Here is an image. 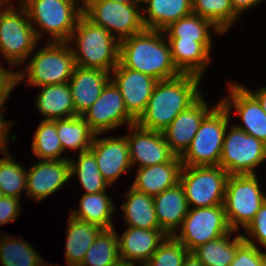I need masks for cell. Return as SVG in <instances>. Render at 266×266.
Returning a JSON list of instances; mask_svg holds the SVG:
<instances>
[{"mask_svg":"<svg viewBox=\"0 0 266 266\" xmlns=\"http://www.w3.org/2000/svg\"><path fill=\"white\" fill-rule=\"evenodd\" d=\"M201 78L193 74H181L172 79L158 81L145 112L136 123L147 130H165L180 112L202 95L198 89Z\"/></svg>","mask_w":266,"mask_h":266,"instance_id":"cell-1","label":"cell"},{"mask_svg":"<svg viewBox=\"0 0 266 266\" xmlns=\"http://www.w3.org/2000/svg\"><path fill=\"white\" fill-rule=\"evenodd\" d=\"M164 35L163 30L145 29L123 39L120 41L119 62L124 67L149 75L157 81L181 75L174 65L170 44Z\"/></svg>","mask_w":266,"mask_h":266,"instance_id":"cell-2","label":"cell"},{"mask_svg":"<svg viewBox=\"0 0 266 266\" xmlns=\"http://www.w3.org/2000/svg\"><path fill=\"white\" fill-rule=\"evenodd\" d=\"M73 51L75 65L100 69L111 73L119 64L120 42L103 27L94 25L82 15L68 43ZM73 46V47H72Z\"/></svg>","mask_w":266,"mask_h":266,"instance_id":"cell-3","label":"cell"},{"mask_svg":"<svg viewBox=\"0 0 266 266\" xmlns=\"http://www.w3.org/2000/svg\"><path fill=\"white\" fill-rule=\"evenodd\" d=\"M19 1L26 9L38 40L41 39L42 33L47 32L50 42H68L79 18L83 15V0H80V5H77V0Z\"/></svg>","mask_w":266,"mask_h":266,"instance_id":"cell-4","label":"cell"},{"mask_svg":"<svg viewBox=\"0 0 266 266\" xmlns=\"http://www.w3.org/2000/svg\"><path fill=\"white\" fill-rule=\"evenodd\" d=\"M28 62L24 72L15 71V87L25 78L28 85L35 87L68 83L76 66L68 42L47 41L41 50L33 53Z\"/></svg>","mask_w":266,"mask_h":266,"instance_id":"cell-5","label":"cell"},{"mask_svg":"<svg viewBox=\"0 0 266 266\" xmlns=\"http://www.w3.org/2000/svg\"><path fill=\"white\" fill-rule=\"evenodd\" d=\"M9 1L0 0V54L14 67L29 60L38 38L26 9L21 4L15 8Z\"/></svg>","mask_w":266,"mask_h":266,"instance_id":"cell-6","label":"cell"},{"mask_svg":"<svg viewBox=\"0 0 266 266\" xmlns=\"http://www.w3.org/2000/svg\"><path fill=\"white\" fill-rule=\"evenodd\" d=\"M231 113L219 102L204 117L190 147L180 157L182 166H218Z\"/></svg>","mask_w":266,"mask_h":266,"instance_id":"cell-7","label":"cell"},{"mask_svg":"<svg viewBox=\"0 0 266 266\" xmlns=\"http://www.w3.org/2000/svg\"><path fill=\"white\" fill-rule=\"evenodd\" d=\"M140 6L113 0H83V15L94 25L106 29L112 36H115L116 31V38L120 42L146 29Z\"/></svg>","mask_w":266,"mask_h":266,"instance_id":"cell-8","label":"cell"},{"mask_svg":"<svg viewBox=\"0 0 266 266\" xmlns=\"http://www.w3.org/2000/svg\"><path fill=\"white\" fill-rule=\"evenodd\" d=\"M229 174L221 166H182L179 183L189 208L224 205ZM193 205V206H191Z\"/></svg>","mask_w":266,"mask_h":266,"instance_id":"cell-9","label":"cell"},{"mask_svg":"<svg viewBox=\"0 0 266 266\" xmlns=\"http://www.w3.org/2000/svg\"><path fill=\"white\" fill-rule=\"evenodd\" d=\"M265 201L256 174L229 175L224 208L232 230L245 229Z\"/></svg>","mask_w":266,"mask_h":266,"instance_id":"cell-10","label":"cell"},{"mask_svg":"<svg viewBox=\"0 0 266 266\" xmlns=\"http://www.w3.org/2000/svg\"><path fill=\"white\" fill-rule=\"evenodd\" d=\"M226 128L219 161L229 175L256 174L255 168L266 159V144L235 124Z\"/></svg>","mask_w":266,"mask_h":266,"instance_id":"cell-11","label":"cell"},{"mask_svg":"<svg viewBox=\"0 0 266 266\" xmlns=\"http://www.w3.org/2000/svg\"><path fill=\"white\" fill-rule=\"evenodd\" d=\"M180 231L173 235L189 252L232 231L224 205L189 208Z\"/></svg>","mask_w":266,"mask_h":266,"instance_id":"cell-12","label":"cell"},{"mask_svg":"<svg viewBox=\"0 0 266 266\" xmlns=\"http://www.w3.org/2000/svg\"><path fill=\"white\" fill-rule=\"evenodd\" d=\"M95 134H102L121 125H133L136 120L128 113L123 97L110 80L99 98L82 115Z\"/></svg>","mask_w":266,"mask_h":266,"instance_id":"cell-13","label":"cell"},{"mask_svg":"<svg viewBox=\"0 0 266 266\" xmlns=\"http://www.w3.org/2000/svg\"><path fill=\"white\" fill-rule=\"evenodd\" d=\"M110 80L120 91L128 113L137 121L145 112L157 80L124 67L120 62L112 70Z\"/></svg>","mask_w":266,"mask_h":266,"instance_id":"cell-14","label":"cell"},{"mask_svg":"<svg viewBox=\"0 0 266 266\" xmlns=\"http://www.w3.org/2000/svg\"><path fill=\"white\" fill-rule=\"evenodd\" d=\"M128 129L131 133L126 134V139L132 166L139 164L138 168H141L166 163L176 156L162 132L144 129L137 123L130 125Z\"/></svg>","mask_w":266,"mask_h":266,"instance_id":"cell-15","label":"cell"},{"mask_svg":"<svg viewBox=\"0 0 266 266\" xmlns=\"http://www.w3.org/2000/svg\"><path fill=\"white\" fill-rule=\"evenodd\" d=\"M220 102L229 112L235 108L243 124L237 127L266 144V113L246 87L229 83L228 95Z\"/></svg>","mask_w":266,"mask_h":266,"instance_id":"cell-16","label":"cell"},{"mask_svg":"<svg viewBox=\"0 0 266 266\" xmlns=\"http://www.w3.org/2000/svg\"><path fill=\"white\" fill-rule=\"evenodd\" d=\"M38 162L26 171V196L39 202L53 195L71 178L69 159Z\"/></svg>","mask_w":266,"mask_h":266,"instance_id":"cell-17","label":"cell"},{"mask_svg":"<svg viewBox=\"0 0 266 266\" xmlns=\"http://www.w3.org/2000/svg\"><path fill=\"white\" fill-rule=\"evenodd\" d=\"M97 136L95 134L90 150L95 156L100 173L111 186L132 166L128 142L126 136Z\"/></svg>","mask_w":266,"mask_h":266,"instance_id":"cell-18","label":"cell"},{"mask_svg":"<svg viewBox=\"0 0 266 266\" xmlns=\"http://www.w3.org/2000/svg\"><path fill=\"white\" fill-rule=\"evenodd\" d=\"M201 95L162 131L170 150L181 157L190 147L204 117L213 109Z\"/></svg>","mask_w":266,"mask_h":266,"instance_id":"cell-19","label":"cell"},{"mask_svg":"<svg viewBox=\"0 0 266 266\" xmlns=\"http://www.w3.org/2000/svg\"><path fill=\"white\" fill-rule=\"evenodd\" d=\"M126 228L118 235L119 257L133 266H143L168 236L162 229Z\"/></svg>","mask_w":266,"mask_h":266,"instance_id":"cell-20","label":"cell"},{"mask_svg":"<svg viewBox=\"0 0 266 266\" xmlns=\"http://www.w3.org/2000/svg\"><path fill=\"white\" fill-rule=\"evenodd\" d=\"M111 74L100 69L75 66L68 82L73 98L75 116H81L99 98L110 81Z\"/></svg>","mask_w":266,"mask_h":266,"instance_id":"cell-21","label":"cell"},{"mask_svg":"<svg viewBox=\"0 0 266 266\" xmlns=\"http://www.w3.org/2000/svg\"><path fill=\"white\" fill-rule=\"evenodd\" d=\"M181 169L179 156L170 162L138 168L131 187L150 196L158 195L179 183Z\"/></svg>","mask_w":266,"mask_h":266,"instance_id":"cell-22","label":"cell"},{"mask_svg":"<svg viewBox=\"0 0 266 266\" xmlns=\"http://www.w3.org/2000/svg\"><path fill=\"white\" fill-rule=\"evenodd\" d=\"M153 203L160 228L167 235H174L182 226L188 214L189 206L180 183L153 196Z\"/></svg>","mask_w":266,"mask_h":266,"instance_id":"cell-23","label":"cell"},{"mask_svg":"<svg viewBox=\"0 0 266 266\" xmlns=\"http://www.w3.org/2000/svg\"><path fill=\"white\" fill-rule=\"evenodd\" d=\"M172 59L182 74L202 77L211 62L212 42L168 40Z\"/></svg>","mask_w":266,"mask_h":266,"instance_id":"cell-24","label":"cell"},{"mask_svg":"<svg viewBox=\"0 0 266 266\" xmlns=\"http://www.w3.org/2000/svg\"><path fill=\"white\" fill-rule=\"evenodd\" d=\"M141 3L148 5L141 9L144 26L151 30H164L172 22L192 13V0H144Z\"/></svg>","mask_w":266,"mask_h":266,"instance_id":"cell-25","label":"cell"},{"mask_svg":"<svg viewBox=\"0 0 266 266\" xmlns=\"http://www.w3.org/2000/svg\"><path fill=\"white\" fill-rule=\"evenodd\" d=\"M36 100L38 111L44 115L43 120H57L75 116L71 90L68 83L52 84L39 87Z\"/></svg>","mask_w":266,"mask_h":266,"instance_id":"cell-26","label":"cell"},{"mask_svg":"<svg viewBox=\"0 0 266 266\" xmlns=\"http://www.w3.org/2000/svg\"><path fill=\"white\" fill-rule=\"evenodd\" d=\"M103 229L93 223L69 216L65 262L66 266H79L85 253Z\"/></svg>","mask_w":266,"mask_h":266,"instance_id":"cell-27","label":"cell"},{"mask_svg":"<svg viewBox=\"0 0 266 266\" xmlns=\"http://www.w3.org/2000/svg\"><path fill=\"white\" fill-rule=\"evenodd\" d=\"M127 191L122 210L127 227L161 229L154 208L153 196L138 192L132 187Z\"/></svg>","mask_w":266,"mask_h":266,"instance_id":"cell-28","label":"cell"},{"mask_svg":"<svg viewBox=\"0 0 266 266\" xmlns=\"http://www.w3.org/2000/svg\"><path fill=\"white\" fill-rule=\"evenodd\" d=\"M80 208L71 212V216L77 219L96 224L102 229H112V214L115 213V205L106 191L90 194H82Z\"/></svg>","mask_w":266,"mask_h":266,"instance_id":"cell-29","label":"cell"},{"mask_svg":"<svg viewBox=\"0 0 266 266\" xmlns=\"http://www.w3.org/2000/svg\"><path fill=\"white\" fill-rule=\"evenodd\" d=\"M235 232L238 231L232 230L228 234L200 245L192 252L204 266H230L237 246L244 240L242 234H237L231 241L230 236Z\"/></svg>","mask_w":266,"mask_h":266,"instance_id":"cell-30","label":"cell"},{"mask_svg":"<svg viewBox=\"0 0 266 266\" xmlns=\"http://www.w3.org/2000/svg\"><path fill=\"white\" fill-rule=\"evenodd\" d=\"M212 29L218 35L223 34L210 20L192 12L178 21L172 22L163 31L168 40L212 42L209 31Z\"/></svg>","mask_w":266,"mask_h":266,"instance_id":"cell-31","label":"cell"},{"mask_svg":"<svg viewBox=\"0 0 266 266\" xmlns=\"http://www.w3.org/2000/svg\"><path fill=\"white\" fill-rule=\"evenodd\" d=\"M56 130L63 151L69 148L79 153L91 148L95 133L82 116L76 115L70 118L56 120Z\"/></svg>","mask_w":266,"mask_h":266,"instance_id":"cell-32","label":"cell"},{"mask_svg":"<svg viewBox=\"0 0 266 266\" xmlns=\"http://www.w3.org/2000/svg\"><path fill=\"white\" fill-rule=\"evenodd\" d=\"M14 237V238H13ZM4 236L0 240V263L2 266H47L46 261L28 242Z\"/></svg>","mask_w":266,"mask_h":266,"instance_id":"cell-33","label":"cell"},{"mask_svg":"<svg viewBox=\"0 0 266 266\" xmlns=\"http://www.w3.org/2000/svg\"><path fill=\"white\" fill-rule=\"evenodd\" d=\"M70 178L79 177L84 194L107 191L109 183L104 179L98 168L95 156L91 150L79 153L78 160L69 159Z\"/></svg>","mask_w":266,"mask_h":266,"instance_id":"cell-34","label":"cell"},{"mask_svg":"<svg viewBox=\"0 0 266 266\" xmlns=\"http://www.w3.org/2000/svg\"><path fill=\"white\" fill-rule=\"evenodd\" d=\"M120 261L115 228L103 229L89 247L79 266H111Z\"/></svg>","mask_w":266,"mask_h":266,"instance_id":"cell-35","label":"cell"},{"mask_svg":"<svg viewBox=\"0 0 266 266\" xmlns=\"http://www.w3.org/2000/svg\"><path fill=\"white\" fill-rule=\"evenodd\" d=\"M192 12L210 20L223 34L239 18L230 0H192Z\"/></svg>","mask_w":266,"mask_h":266,"instance_id":"cell-36","label":"cell"},{"mask_svg":"<svg viewBox=\"0 0 266 266\" xmlns=\"http://www.w3.org/2000/svg\"><path fill=\"white\" fill-rule=\"evenodd\" d=\"M34 155L41 160H63V149L56 130V120H42L32 142ZM63 157V158H62Z\"/></svg>","mask_w":266,"mask_h":266,"instance_id":"cell-37","label":"cell"},{"mask_svg":"<svg viewBox=\"0 0 266 266\" xmlns=\"http://www.w3.org/2000/svg\"><path fill=\"white\" fill-rule=\"evenodd\" d=\"M0 153V190L4 196L20 199L21 192H26V170L12 159L8 147Z\"/></svg>","mask_w":266,"mask_h":266,"instance_id":"cell-38","label":"cell"},{"mask_svg":"<svg viewBox=\"0 0 266 266\" xmlns=\"http://www.w3.org/2000/svg\"><path fill=\"white\" fill-rule=\"evenodd\" d=\"M188 252L185 245L168 235L143 266H182Z\"/></svg>","mask_w":266,"mask_h":266,"instance_id":"cell-39","label":"cell"},{"mask_svg":"<svg viewBox=\"0 0 266 266\" xmlns=\"http://www.w3.org/2000/svg\"><path fill=\"white\" fill-rule=\"evenodd\" d=\"M244 231H246L245 233L248 234H242L246 242L259 247L255 244V242L258 240L260 245L262 244V246H264V248L266 249V201L256 212L253 220L245 228Z\"/></svg>","mask_w":266,"mask_h":266,"instance_id":"cell-40","label":"cell"},{"mask_svg":"<svg viewBox=\"0 0 266 266\" xmlns=\"http://www.w3.org/2000/svg\"><path fill=\"white\" fill-rule=\"evenodd\" d=\"M230 266H262V250L243 240Z\"/></svg>","mask_w":266,"mask_h":266,"instance_id":"cell-41","label":"cell"},{"mask_svg":"<svg viewBox=\"0 0 266 266\" xmlns=\"http://www.w3.org/2000/svg\"><path fill=\"white\" fill-rule=\"evenodd\" d=\"M21 199L4 196L0 200V226L8 222H14L20 214Z\"/></svg>","mask_w":266,"mask_h":266,"instance_id":"cell-42","label":"cell"},{"mask_svg":"<svg viewBox=\"0 0 266 266\" xmlns=\"http://www.w3.org/2000/svg\"><path fill=\"white\" fill-rule=\"evenodd\" d=\"M15 70L0 66V106H4L9 95L15 88Z\"/></svg>","mask_w":266,"mask_h":266,"instance_id":"cell-43","label":"cell"},{"mask_svg":"<svg viewBox=\"0 0 266 266\" xmlns=\"http://www.w3.org/2000/svg\"><path fill=\"white\" fill-rule=\"evenodd\" d=\"M4 106H0V151L7 148L8 146V133H10L9 130H11V126H12V122L11 121H4L3 118V113L2 111L4 110V108H2ZM3 109V110H2Z\"/></svg>","mask_w":266,"mask_h":266,"instance_id":"cell-44","label":"cell"},{"mask_svg":"<svg viewBox=\"0 0 266 266\" xmlns=\"http://www.w3.org/2000/svg\"><path fill=\"white\" fill-rule=\"evenodd\" d=\"M233 10L238 14H242L247 9L261 3L263 0H230Z\"/></svg>","mask_w":266,"mask_h":266,"instance_id":"cell-45","label":"cell"},{"mask_svg":"<svg viewBox=\"0 0 266 266\" xmlns=\"http://www.w3.org/2000/svg\"><path fill=\"white\" fill-rule=\"evenodd\" d=\"M260 103L263 111L266 113V87H262L257 91L248 90Z\"/></svg>","mask_w":266,"mask_h":266,"instance_id":"cell-46","label":"cell"},{"mask_svg":"<svg viewBox=\"0 0 266 266\" xmlns=\"http://www.w3.org/2000/svg\"><path fill=\"white\" fill-rule=\"evenodd\" d=\"M182 266H204V265L193 254V252H188V254L185 256Z\"/></svg>","mask_w":266,"mask_h":266,"instance_id":"cell-47","label":"cell"},{"mask_svg":"<svg viewBox=\"0 0 266 266\" xmlns=\"http://www.w3.org/2000/svg\"><path fill=\"white\" fill-rule=\"evenodd\" d=\"M122 4H139L141 3L139 0H113Z\"/></svg>","mask_w":266,"mask_h":266,"instance_id":"cell-48","label":"cell"},{"mask_svg":"<svg viewBox=\"0 0 266 266\" xmlns=\"http://www.w3.org/2000/svg\"><path fill=\"white\" fill-rule=\"evenodd\" d=\"M111 266H133L129 263L124 262L123 260L118 261L117 263L111 265Z\"/></svg>","mask_w":266,"mask_h":266,"instance_id":"cell-49","label":"cell"},{"mask_svg":"<svg viewBox=\"0 0 266 266\" xmlns=\"http://www.w3.org/2000/svg\"><path fill=\"white\" fill-rule=\"evenodd\" d=\"M262 266H266V252L262 251Z\"/></svg>","mask_w":266,"mask_h":266,"instance_id":"cell-50","label":"cell"},{"mask_svg":"<svg viewBox=\"0 0 266 266\" xmlns=\"http://www.w3.org/2000/svg\"><path fill=\"white\" fill-rule=\"evenodd\" d=\"M4 197L2 191L0 190V200Z\"/></svg>","mask_w":266,"mask_h":266,"instance_id":"cell-51","label":"cell"}]
</instances>
